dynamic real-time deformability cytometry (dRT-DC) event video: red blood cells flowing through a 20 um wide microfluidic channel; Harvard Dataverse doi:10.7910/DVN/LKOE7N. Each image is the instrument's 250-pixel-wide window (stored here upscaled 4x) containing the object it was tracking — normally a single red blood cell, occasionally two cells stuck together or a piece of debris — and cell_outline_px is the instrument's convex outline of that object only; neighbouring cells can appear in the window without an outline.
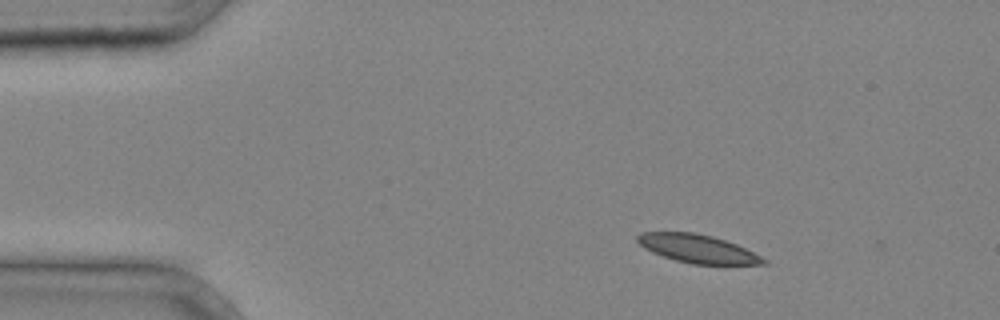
{"species": "common noctule bat (a hibernating species)", "species_latin": "Nyctalus noctula", "temperature_condition": "cold", "stored_images_in_passage": 3, "camera_frame_rate_fps": 3000, "um_per_image_px": 0.085, "animal": {"sex": "male", "body_mass_g": 20.4}, "frame": {"image": 1, "passage_image": 2, "time_ms": 0.333, "image_size_px": [1000, 320], "cell_outline_px": [[768, 264], [692, 264], [676, 260], [652, 252], [644, 248], [636, 240], [636, 236], [640, 232], [696, 232], [712, 236], [736, 244], [768, 260]], "centroid_in_image_um": [59.28, 21.13], "position_along_channel_um": 25.7, "area_um2": 20.63}}